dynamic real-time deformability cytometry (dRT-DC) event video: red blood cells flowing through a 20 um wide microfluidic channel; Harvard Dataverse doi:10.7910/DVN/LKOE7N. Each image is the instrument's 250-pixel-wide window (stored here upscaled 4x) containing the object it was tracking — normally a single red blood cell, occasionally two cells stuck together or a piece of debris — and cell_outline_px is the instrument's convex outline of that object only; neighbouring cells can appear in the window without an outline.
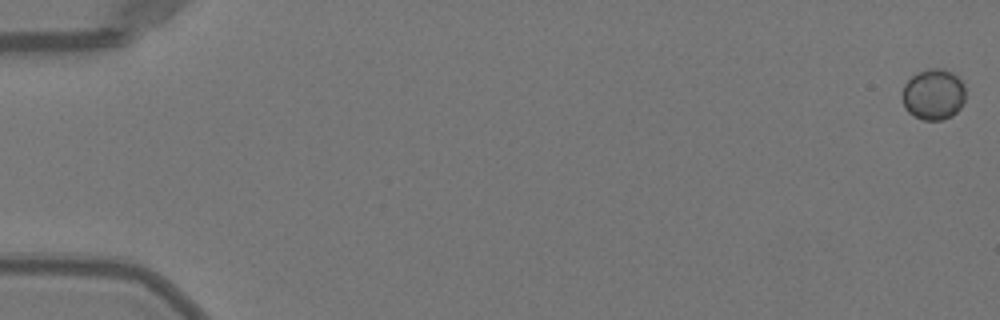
{"species": "Egyptian fruit bat (a non-hibernating species)", "species_latin": "Rousettus aegyptiacus", "temperature_condition": "warm", "stored_images_in_passage": 52, "camera_frame_rate_fps": 3000, "um_per_image_px": 0.085, "animal": {"sex": "female"}, "frame": {"image": 1, "passage_image": 1, "time_ms": 0.0, "image_size_px": [1000, 320], "cell_outline_px": [[964, 100], [960, 108], [952, 116], [940, 120], [924, 120], [908, 112], [904, 108], [900, 96], [904, 84], [916, 72], [928, 68], [944, 68], [960, 76], [964, 84]], "centroid_in_image_um": [79.33, 7.99], "position_along_channel_um": 5.7, "area_um2": 19.19}}
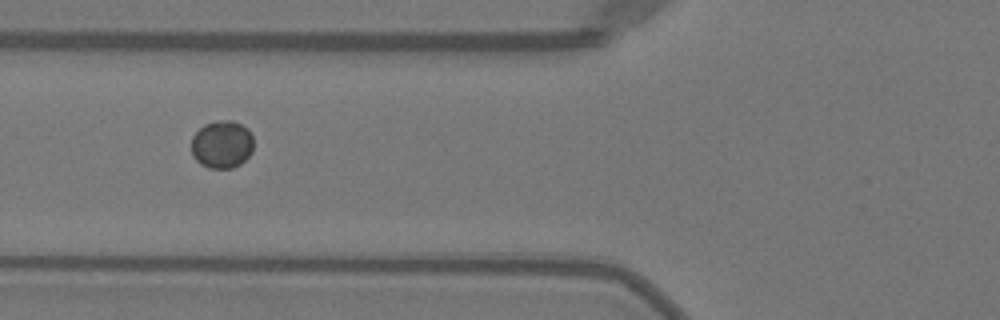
{"frame": {"image": 2, "passage_image": 21, "time_ms": 6.667, "image_size_px": [1000, 320], "cell_outline_px": [[252, 152], [240, 164], [232, 168], [208, 168], [200, 164], [192, 156], [192, 136], [204, 124], [220, 120], [232, 120], [248, 128], [252, 136]], "centroid_in_image_um": [18.85, 12.27], "position_along_channel_um": 106.9, "area_um2": 17.34}}
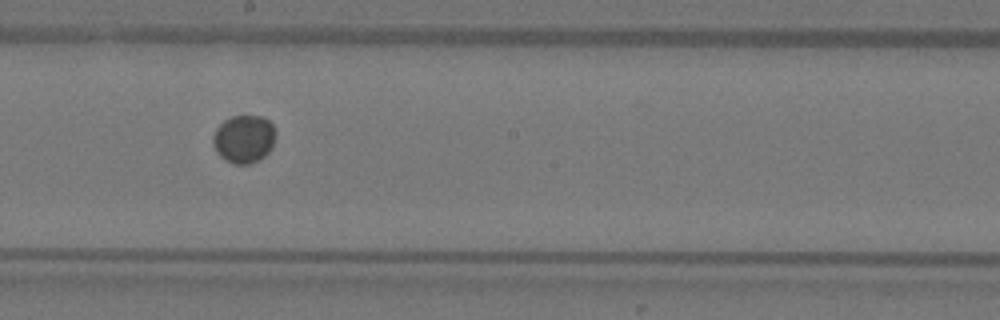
{"frame": {"image": 3, "passage_image": 30, "time_ms": 9.667, "image_size_px": [1000, 320], "cell_outline_px": [[276, 136], [272, 148], [264, 156], [248, 164], [232, 164], [224, 160], [216, 152], [212, 144], [212, 136], [216, 128], [224, 120], [232, 116], [264, 116], [272, 124], [276, 132]], "centroid_in_image_um": [20.72, 11.81], "position_along_channel_um": 227.5, "area_um2": 17.74}}